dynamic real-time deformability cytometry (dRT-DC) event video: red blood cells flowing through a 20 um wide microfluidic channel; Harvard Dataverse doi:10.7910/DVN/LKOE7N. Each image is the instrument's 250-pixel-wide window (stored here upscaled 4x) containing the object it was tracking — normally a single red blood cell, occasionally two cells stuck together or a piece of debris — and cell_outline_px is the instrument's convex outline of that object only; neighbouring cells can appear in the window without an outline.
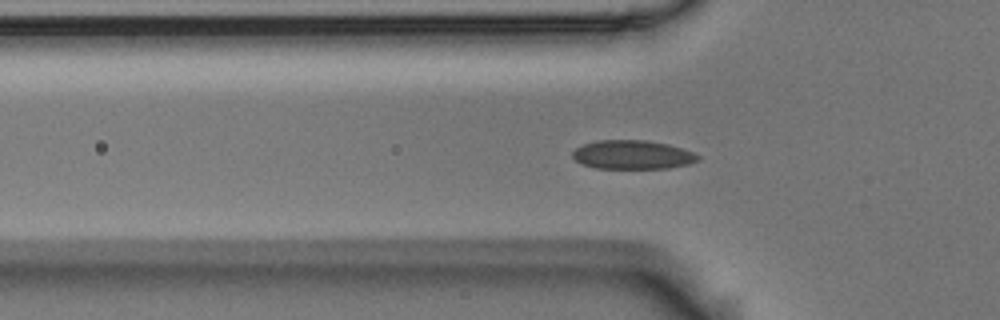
{"species": "Egyptian fruit bat (a non-hibernating species)", "species_latin": "Rousettus aegyptiacus", "temperature_condition": "room temperature", "stored_images_in_passage": 45, "camera_frame_rate_fps": 3000, "um_per_image_px": 0.085, "animal": {"sex": "male"}, "frame": {"image": 1, "passage_image": 7, "time_ms": 2.0, "image_size_px": [1000, 320], "cell_outline_px": [[700, 160], [688, 164], [668, 168], [596, 168], [580, 164], [572, 156], [572, 152], [576, 148], [584, 144], [596, 140], [644, 140], [668, 144], [692, 152], [700, 156]], "centroid_in_image_um": [53.74, 13.15], "position_along_channel_um": 72.1, "area_um2": 21.04}}
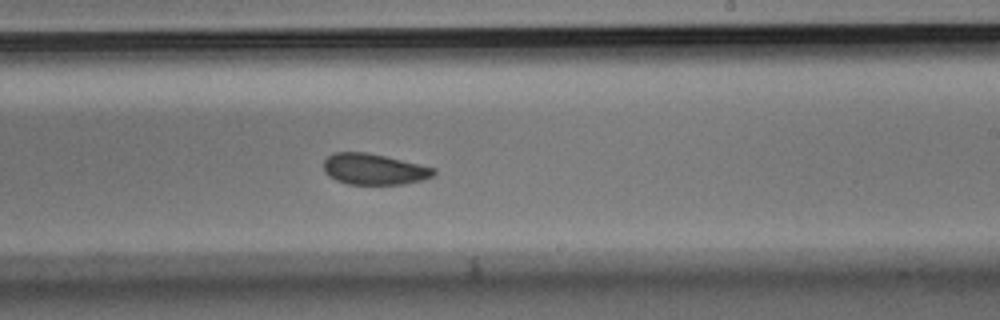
{"frame": {"image": 2, "passage_image": 22, "time_ms": 7.0, "image_size_px": [1000, 320], "cell_outline_px": [[436, 172], [432, 176], [424, 180], [404, 184], [348, 184], [336, 180], [328, 176], [324, 172], [324, 160], [332, 152], [364, 152], [384, 156], [436, 168]], "centroid_in_image_um": [31.77, 14.38], "position_along_channel_um": 257.2, "area_um2": 19.88}}
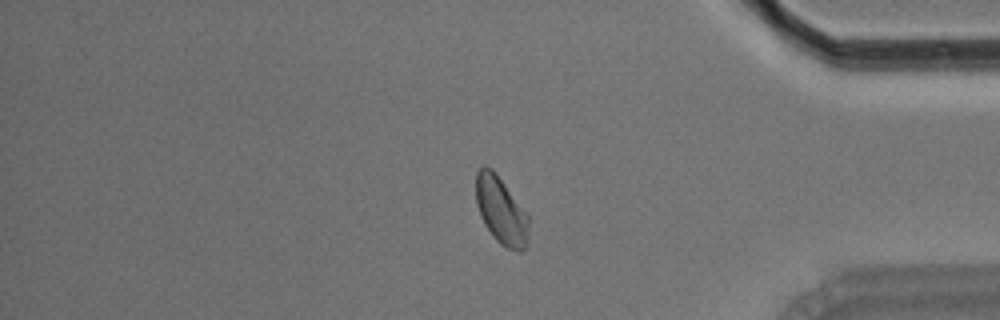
{"frame": {"image": 3, "passage_image": 35, "time_ms": 11.333, "image_size_px": [1000, 320], "cell_outline_px": [[528, 244], [520, 252], [516, 252], [500, 244], [496, 240], [484, 224], [480, 216], [476, 204], [476, 172], [484, 164], [492, 168], [496, 172], [528, 212]], "centroid_in_image_um": [42.6, 17.88], "position_along_channel_um": 392.6, "area_um2": 21.21}, "authors_computed_cell_mechanics": {"area_um2": 20.7502, "velocity_mm_per_s": 3.6855, "shape_relaxation_time_tau1_ms": 4.3454, "shape_relaxation_time_tau2_ms": 1.5688, "deformation_change_tau1": 0.0818, "deformation_change_tau2": 0.0389}}